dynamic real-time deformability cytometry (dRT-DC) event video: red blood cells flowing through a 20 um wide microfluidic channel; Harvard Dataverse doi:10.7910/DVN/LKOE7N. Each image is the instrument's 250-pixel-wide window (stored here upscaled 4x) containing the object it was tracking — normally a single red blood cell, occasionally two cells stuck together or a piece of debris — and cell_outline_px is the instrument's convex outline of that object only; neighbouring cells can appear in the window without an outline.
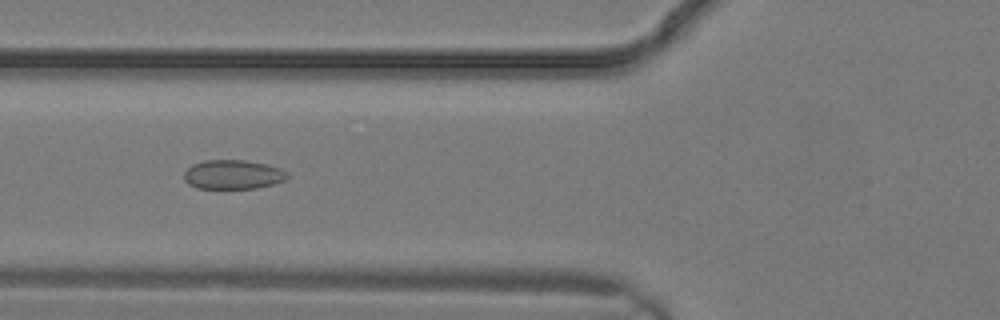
{"species": "common noctule bat (a hibernating species)", "species_latin": "Nyctalus noctula", "temperature_condition": "warm", "stored_images_in_passage": 27, "camera_frame_rate_fps": 3000, "um_per_image_px": 0.085, "animal": {"sex": "male", "body_mass_g": 19.2, "forearm_length_mm": 51.8}, "frame": {"image": 1, "passage_image": 11, "time_ms": 3.333, "image_size_px": [1000, 320], "cell_outline_px": [[288, 176], [284, 180], [272, 184], [256, 188], [196, 188], [188, 184], [184, 180], [184, 172], [192, 164], [204, 160], [244, 160], [264, 164], [280, 168], [288, 172]], "centroid_in_image_um": [19.77, 14.83], "position_along_channel_um": 106.0, "area_um2": 17.51}}
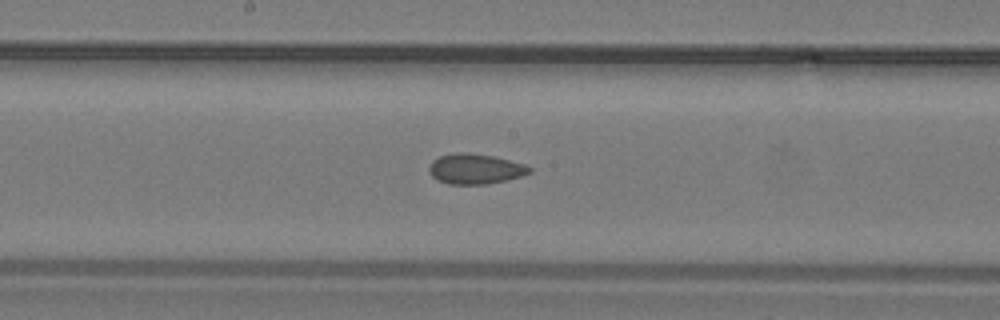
{"frame": {"image": 2, "passage_image": 15, "time_ms": 4.667, "image_size_px": [1000, 320], "cell_outline_px": [[532, 172], [520, 176], [488, 184], [448, 184], [432, 176], [428, 172], [428, 168], [432, 160], [440, 156], [456, 152], [464, 152], [492, 156], [524, 164], [532, 168]], "centroid_in_image_um": [40.37, 14.35], "position_along_channel_um": 207.8, "area_um2": 17.51}}
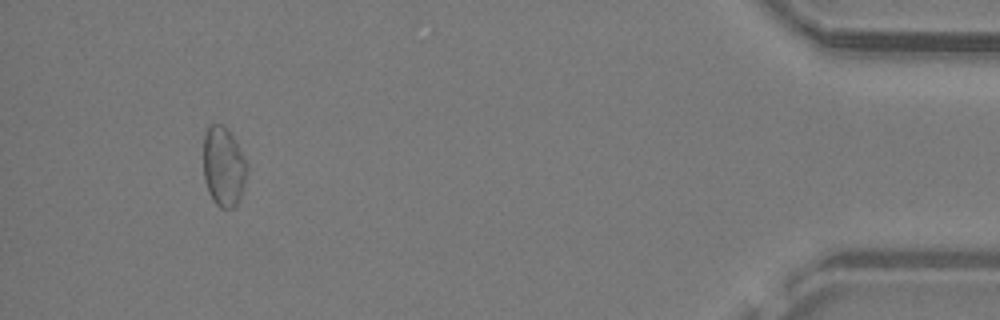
{"frame": {"image": 3, "passage_image": 26, "time_ms": 8.333, "image_size_px": [1000, 320], "cell_outline_px": [[248, 168], [244, 184], [240, 196], [236, 204], [232, 208], [220, 208], [212, 200], [208, 192], [204, 180], [204, 132], [212, 124], [224, 124], [228, 128], [240, 148], [248, 164]], "centroid_in_image_um": [19.0, 14.14], "position_along_channel_um": 416.2, "area_um2": 20.4}}